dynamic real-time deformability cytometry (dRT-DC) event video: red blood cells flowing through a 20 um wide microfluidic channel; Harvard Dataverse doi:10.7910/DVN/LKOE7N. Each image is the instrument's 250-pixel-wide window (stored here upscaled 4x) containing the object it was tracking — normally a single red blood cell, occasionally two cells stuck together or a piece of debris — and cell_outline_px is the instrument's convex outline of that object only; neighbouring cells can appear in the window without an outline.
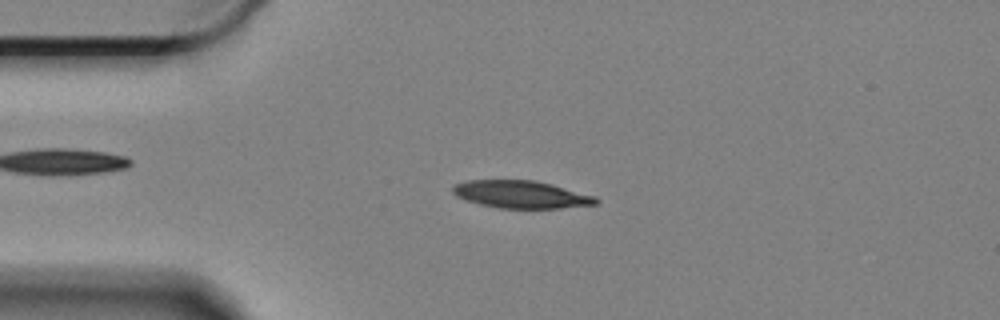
{"species": "Egyptian fruit bat (a non-hibernating species)", "species_latin": "Rousettus aegyptiacus", "temperature_condition": "cold", "stored_images_in_passage": 58, "camera_frame_rate_fps": 3000, "um_per_image_px": 0.085, "animal": {"sex": "female"}, "frame": {"image": 1, "passage_image": 12, "time_ms": 3.667, "image_size_px": [1000, 320], "cell_outline_px": [[600, 200], [596, 204], [560, 208], [496, 208], [480, 204], [456, 196], [452, 192], [452, 188], [456, 184], [468, 180], [536, 180], [552, 184], [596, 196]], "centroid_in_image_um": [44.32, 16.52], "position_along_channel_um": 40.7, "area_um2": 22.95}}
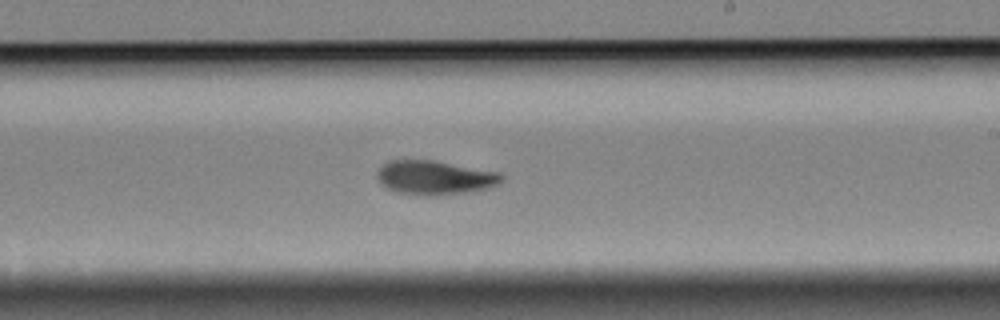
{"frame": {"image": 2, "passage_image": 33, "time_ms": 10.667, "image_size_px": [1000, 320], "cell_outline_px": [[504, 180], [492, 188], [468, 192], [428, 196], [424, 196], [396, 192], [388, 188], [376, 176], [376, 172], [388, 160], [432, 160], [500, 172], [504, 176]], "centroid_in_image_um": [37.01, 15.1], "position_along_channel_um": 252.0, "area_um2": 24.8}}
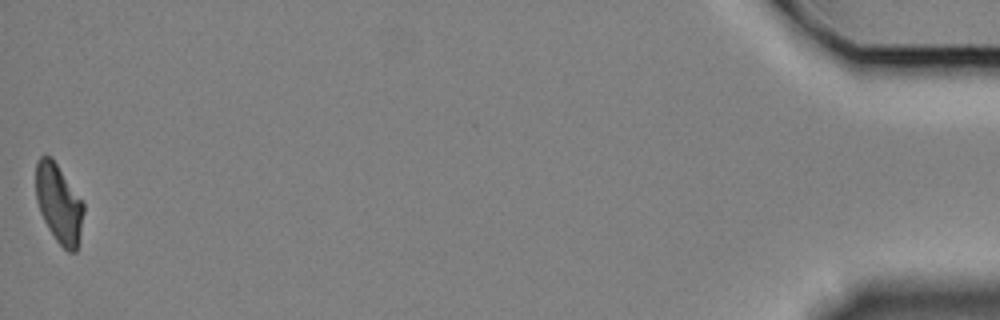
{"frame": {"image": 3, "passage_image": 58, "time_ms": 19.0, "image_size_px": [1000, 320], "cell_outline_px": [[84, 212], [76, 252], [68, 252], [56, 240], [48, 228], [40, 212], [36, 200], [36, 164], [40, 156], [52, 156], [84, 204]], "centroid_in_image_um": [4.99, 17.29], "position_along_channel_um": 430.2, "area_um2": 21.73}, "authors_computed_cell_mechanics": {"area_um2": 23.7847, "velocity_mm_per_s": 3.3054, "shape_relaxation_time_tau1_ms": 4.0138, "shape_relaxation_time_tau2_ms": null, "deformation_change_tau1": 0.1408, "deformation_change_tau2": null}}